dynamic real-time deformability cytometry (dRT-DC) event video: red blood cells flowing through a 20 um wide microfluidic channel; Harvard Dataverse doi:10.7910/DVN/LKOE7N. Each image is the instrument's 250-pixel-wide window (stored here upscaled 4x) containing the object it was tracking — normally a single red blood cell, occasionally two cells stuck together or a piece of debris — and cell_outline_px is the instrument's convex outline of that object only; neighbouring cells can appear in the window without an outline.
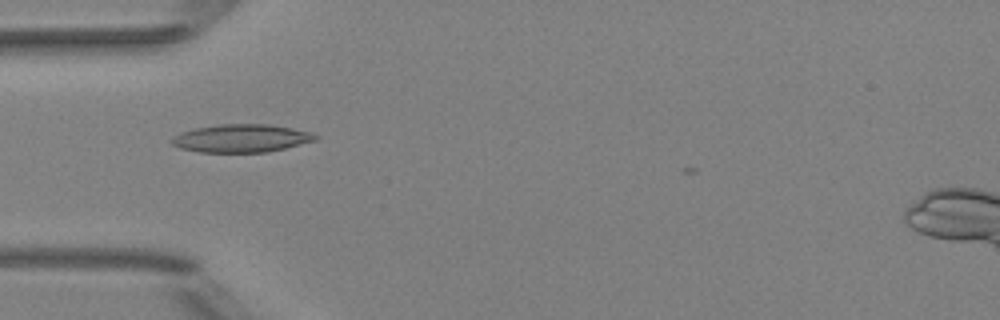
{"species": "Egyptian fruit bat (a non-hibernating species)", "species_latin": "Rousettus aegyptiacus", "temperature_condition": "room temperature", "stored_images_in_passage": 4, "camera_frame_rate_fps": 3000, "um_per_image_px": 0.085, "animal": {"sex": "female"}, "frame": {"image": 1, "passage_image": 2, "time_ms": 0.333, "image_size_px": [1000, 320], "cell_outline_px": [[320, 136], [316, 140], [268, 152], [200, 152], [180, 148], [172, 144], [168, 140], [172, 136], [180, 132], [196, 128], [220, 124], [268, 124], [312, 132]], "centroid_in_image_um": [20.48, 11.75], "position_along_channel_um": 64.5, "area_um2": 23.47}}
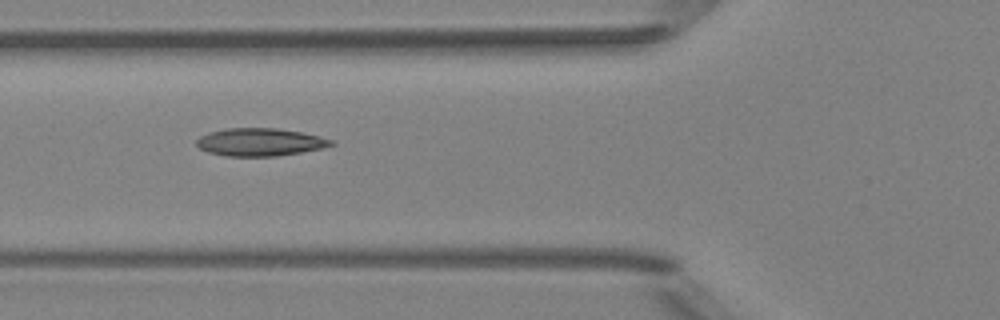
{"frame": {"image": 2, "passage_image": 3, "time_ms": 0.667, "image_size_px": [1000, 320], "cell_outline_px": [[336, 144], [324, 148], [276, 156], [224, 156], [208, 152], [200, 148], [196, 144], [196, 140], [200, 136], [208, 132], [228, 128], [276, 128], [304, 132], [320, 136], [332, 140]], "centroid_in_image_um": [22.11, 12.07], "position_along_channel_um": 103.7, "area_um2": 21.91}}
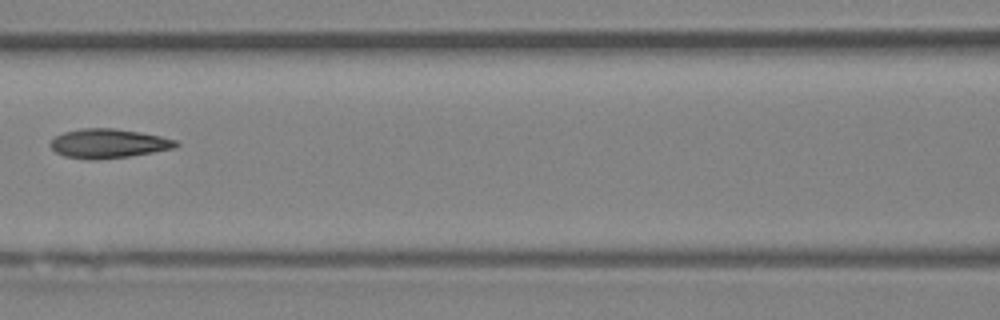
{"frame": {"image": 3, "passage_image": 4, "time_ms": 1.0, "image_size_px": [1000, 320], "cell_outline_px": [[180, 144], [176, 148], [128, 156], [92, 160], [88, 160], [64, 156], [56, 152], [48, 144], [56, 136], [64, 132], [80, 128], [112, 128], [140, 132], [160, 136], [176, 140]], "centroid_in_image_um": [9.2, 12.19], "position_along_channel_um": 157.4, "area_um2": 21.33}}